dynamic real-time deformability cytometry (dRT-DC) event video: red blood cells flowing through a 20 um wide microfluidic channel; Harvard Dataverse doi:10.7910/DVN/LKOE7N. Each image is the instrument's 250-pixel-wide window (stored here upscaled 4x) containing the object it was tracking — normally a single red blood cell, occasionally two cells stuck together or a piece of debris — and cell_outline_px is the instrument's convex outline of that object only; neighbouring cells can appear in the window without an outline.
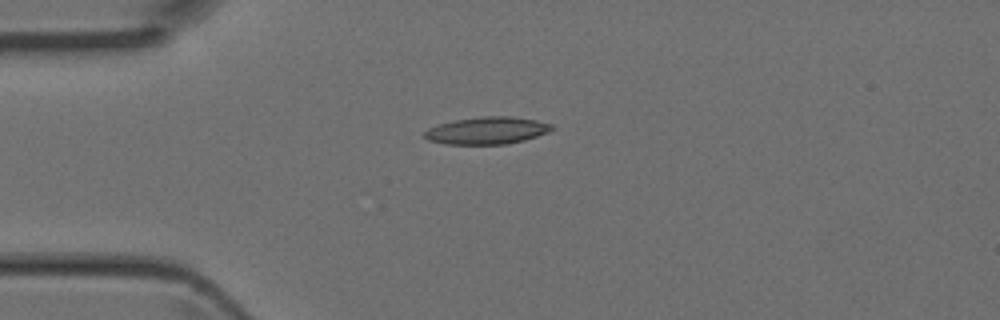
{"species": "Egyptian fruit bat (a non-hibernating species)", "species_latin": "Rousettus aegyptiacus", "temperature_condition": "room temperature", "stored_images_in_passage": 4, "camera_frame_rate_fps": 3000, "um_per_image_px": 0.085, "animal": {"sex": "female"}, "frame": {"image": 1, "passage_image": 4, "time_ms": 1.0, "image_size_px": [1000, 320], "cell_outline_px": [[556, 128], [548, 132], [524, 140], [504, 144], [444, 144], [428, 140], [424, 136], [424, 132], [428, 128], [440, 124], [456, 120], [484, 116], [512, 116], [536, 120], [552, 124]], "centroid_in_image_um": [41.41, 11.09], "position_along_channel_um": 43.6, "area_um2": 20.11}}